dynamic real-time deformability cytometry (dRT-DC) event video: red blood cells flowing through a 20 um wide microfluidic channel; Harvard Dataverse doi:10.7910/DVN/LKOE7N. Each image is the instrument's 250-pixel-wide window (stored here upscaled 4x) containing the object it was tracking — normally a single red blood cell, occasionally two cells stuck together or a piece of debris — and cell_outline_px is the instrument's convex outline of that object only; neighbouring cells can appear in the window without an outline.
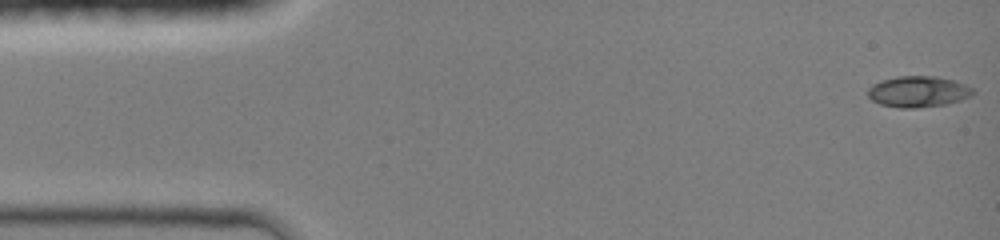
{"species": "common noctule bat (a hibernating species)", "species_latin": "Nyctalus noctula", "temperature_condition": "room temperature", "stored_images_in_passage": 44, "camera_frame_rate_fps": 3000, "um_per_image_px": 0.085, "animal": {"sex": "female", "body_mass_g": 19.0, "forearm_length_mm": 51.5}, "frame": {"image": 1, "passage_image": 1, "time_ms": 0.0, "image_size_px": [1000, 240], "cell_outline_px": [[976, 92], [972, 96], [948, 104], [916, 108], [900, 108], [880, 104], [872, 100], [868, 96], [868, 88], [872, 84], [880, 80], [896, 76], [936, 76], [952, 80], [964, 84], [972, 88]], "centroid_in_image_um": [78.04, 7.79], "position_along_channel_um": 7.0, "area_um2": 19.19}}
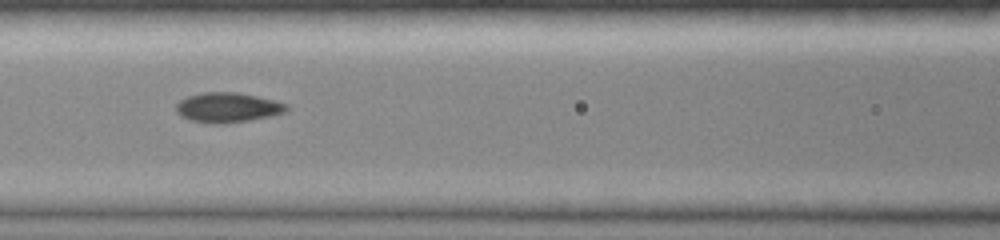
{"frame": {"image": 2, "passage_image": 19, "time_ms": 6.0, "image_size_px": [1000, 240], "cell_outline_px": [[288, 108], [284, 112], [268, 116], [248, 120], [220, 124], [212, 124], [192, 120], [180, 116], [176, 112], [176, 104], [180, 100], [188, 96], [204, 92], [236, 92], [276, 100], [288, 104]], "centroid_in_image_um": [19.33, 9.13], "position_along_channel_um": 147.3, "area_um2": 19.07}}
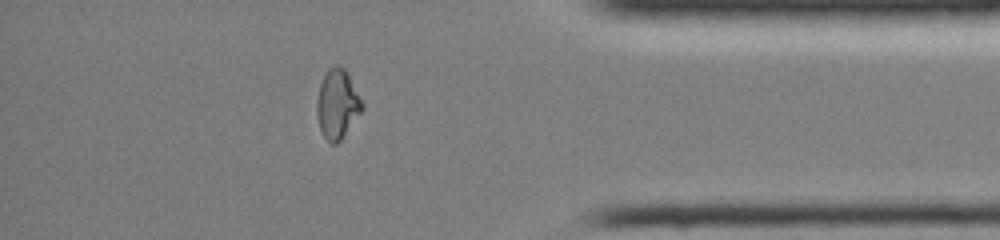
{"frame": {"image": 3, "passage_image": 38, "time_ms": 12.333, "image_size_px": [1000, 240], "cell_outline_px": [[364, 108], [340, 140], [336, 144], [332, 144], [320, 132], [316, 112], [316, 104], [320, 84], [328, 68], [336, 64], [344, 68], [364, 104]], "centroid_in_image_um": [28.66, 8.85], "position_along_channel_um": 406.5, "area_um2": 18.09}, "authors_computed_cell_mechanics": {"area_um2": 18.4093, "velocity_mm_per_s": 4.3378, "shape_relaxation_time_tau1_ms": null, "shape_relaxation_time_tau2_ms": 1.9672, "deformation_change_tau1": null, "deformation_change_tau2": 0.0497}}